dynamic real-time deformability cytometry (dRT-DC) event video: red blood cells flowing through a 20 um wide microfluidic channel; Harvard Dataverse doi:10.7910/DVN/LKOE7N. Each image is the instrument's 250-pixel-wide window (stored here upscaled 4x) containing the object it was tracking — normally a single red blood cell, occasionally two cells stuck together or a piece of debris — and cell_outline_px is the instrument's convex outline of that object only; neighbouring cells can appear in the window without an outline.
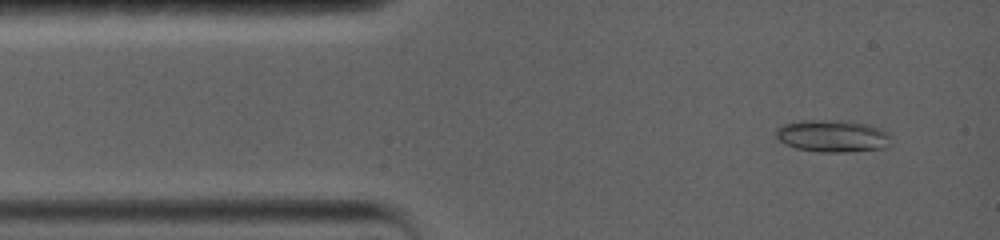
{"species": "common noctule bat (a hibernating species)", "species_latin": "Nyctalus noctula", "temperature_condition": "warm", "stored_images_in_passage": 13, "camera_frame_rate_fps": 5000, "um_per_image_px": 0.085, "animal": {"sex": "female", "body_mass_g": 19.0, "forearm_length_mm": 56.7}, "frame": {"image": 1, "passage_image": 2, "time_ms": 0.8, "image_size_px": [1000, 240], "cell_outline_px": [[892, 144], [884, 148], [848, 152], [820, 152], [796, 148], [784, 144], [776, 136], [776, 128], [780, 124], [800, 120], [840, 120], [868, 124], [880, 128], [888, 132]], "centroid_in_image_um": [70.76, 11.55], "position_along_channel_um": 14.2, "area_um2": 21.91}}
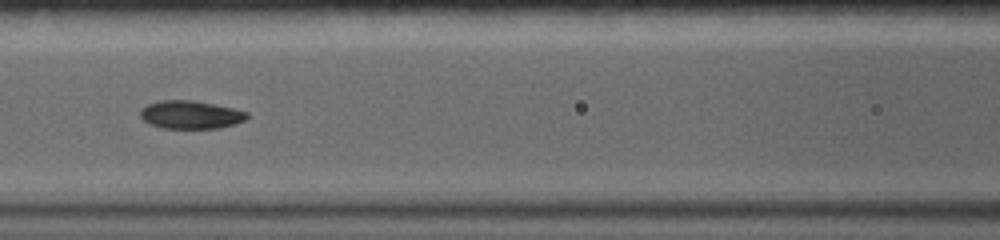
{"frame": {"image": 2, "passage_image": 9, "time_ms": 6.0, "image_size_px": [1000, 240], "cell_outline_px": [[248, 116], [244, 120], [236, 124], [216, 128], [160, 128], [148, 124], [140, 116], [140, 108], [148, 104], [160, 100], [192, 100], [232, 108], [248, 112]], "centroid_in_image_um": [16.16, 9.75], "position_along_channel_um": 150.4, "area_um2": 17.46}}
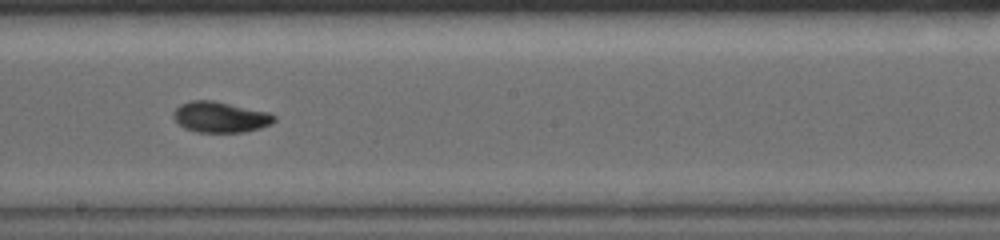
{"frame": {"image": 3, "passage_image": 12, "time_ms": 8.2, "image_size_px": [1000, 240], "cell_outline_px": [[276, 120], [272, 124], [260, 128], [244, 132], [196, 132], [184, 128], [172, 116], [172, 112], [180, 104], [192, 100], [212, 100], [268, 112], [276, 116]], "centroid_in_image_um": [18.72, 9.95], "position_along_channel_um": 229.5, "area_um2": 18.09}}